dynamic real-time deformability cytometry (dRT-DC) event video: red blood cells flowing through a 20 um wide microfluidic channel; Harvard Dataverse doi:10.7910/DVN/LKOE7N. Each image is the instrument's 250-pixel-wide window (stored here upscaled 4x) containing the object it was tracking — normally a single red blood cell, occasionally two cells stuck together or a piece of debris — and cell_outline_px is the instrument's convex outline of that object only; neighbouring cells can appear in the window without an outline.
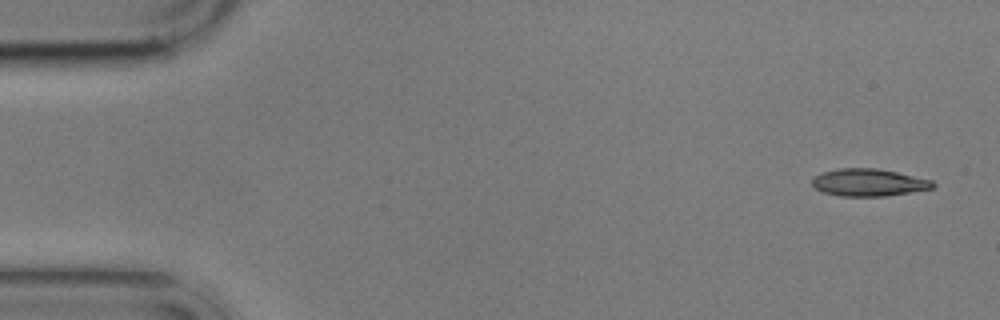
{"species": "common noctule bat (a hibernating species)", "species_latin": "Nyctalus noctula", "temperature_condition": "cold", "stored_images_in_passage": 3, "camera_frame_rate_fps": 3000, "um_per_image_px": 0.085, "animal": {"sex": "male", "body_mass_g": 17.9}, "frame": {"image": 1, "passage_image": 3, "time_ms": 2.333, "image_size_px": [1000, 320], "cell_outline_px": [[936, 184], [932, 188], [884, 196], [840, 196], [824, 192], [816, 188], [812, 184], [812, 176], [820, 172], [840, 168], [876, 168], [896, 172], [932, 180]], "centroid_in_image_um": [73.79, 15.5], "position_along_channel_um": 11.2, "area_um2": 19.13}}